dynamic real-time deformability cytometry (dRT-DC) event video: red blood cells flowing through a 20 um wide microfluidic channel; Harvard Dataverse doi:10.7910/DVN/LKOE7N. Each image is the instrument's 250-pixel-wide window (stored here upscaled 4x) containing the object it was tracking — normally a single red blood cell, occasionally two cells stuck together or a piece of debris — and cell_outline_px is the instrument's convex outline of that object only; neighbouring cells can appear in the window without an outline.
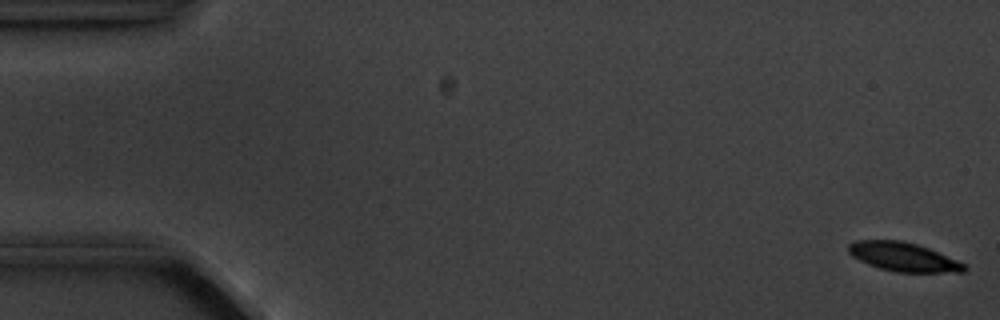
{"species": "common noctule bat (a hibernating species)", "species_latin": "Nyctalus noctula", "temperature_condition": "cold", "stored_images_in_passage": 11, "camera_frame_rate_fps": 3000, "um_per_image_px": 0.085, "animal": {"sex": "male", "body_mass_g": 20.1, "forearm_length_mm": 53.5}, "frame": {"image": 1, "passage_image": 1, "time_ms": 0.0, "image_size_px": [1000, 320], "cell_outline_px": [[968, 268], [964, 272], [896, 272], [880, 268], [868, 264], [852, 256], [848, 252], [848, 244], [856, 240], [904, 240], [928, 248], [956, 260], [964, 264]], "centroid_in_image_um": [76.76, 21.83], "position_along_channel_um": 8.2, "area_um2": 19.36}}